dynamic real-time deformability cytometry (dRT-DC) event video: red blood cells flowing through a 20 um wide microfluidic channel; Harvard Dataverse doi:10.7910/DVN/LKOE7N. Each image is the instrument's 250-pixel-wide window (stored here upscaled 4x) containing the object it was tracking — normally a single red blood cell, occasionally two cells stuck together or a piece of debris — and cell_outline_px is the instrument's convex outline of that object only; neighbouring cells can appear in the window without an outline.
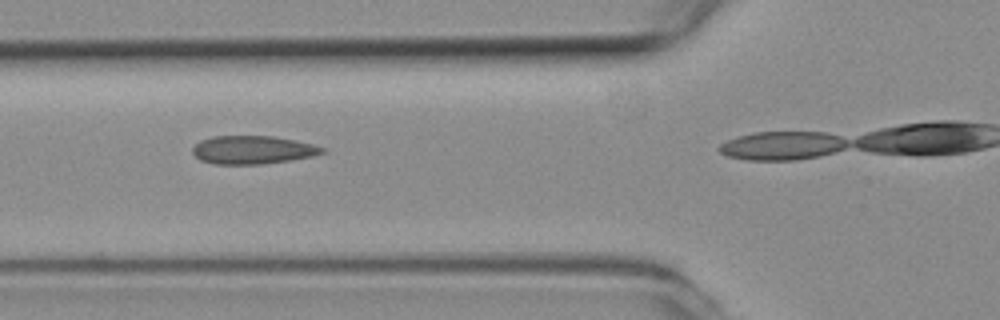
{"species": "common noctule bat (a hibernating species)", "species_latin": "Nyctalus noctula", "temperature_condition": "room temperature", "stored_images_in_passage": 6, "camera_frame_rate_fps": 3000, "um_per_image_px": 0.085, "animal": {"sex": "female", "body_mass_g": 19.3, "forearm_length_mm": 54.1}, "frame": {"image": 1, "passage_image": 3, "time_ms": 0.667, "image_size_px": [1000, 320], "cell_outline_px": [[324, 152], [312, 156], [288, 160], [260, 164], [212, 164], [200, 160], [192, 152], [192, 148], [200, 140], [212, 136], [272, 136], [312, 144], [324, 148]], "centroid_in_image_um": [21.41, 12.74], "position_along_channel_um": 104.4, "area_um2": 21.1}}
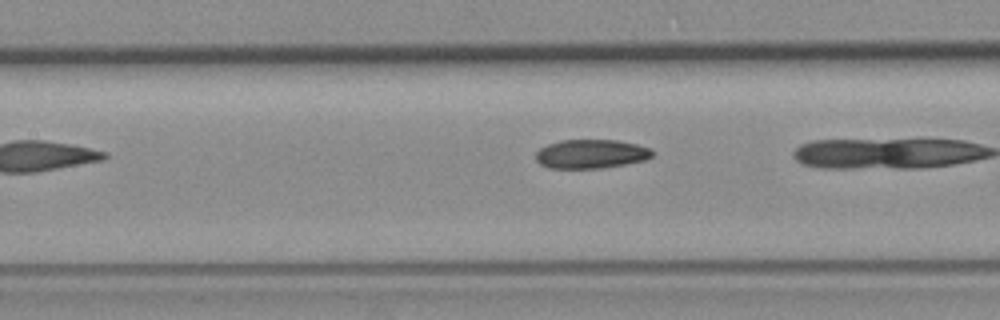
{"frame": {"image": 2, "passage_image": 5, "time_ms": 1.333, "image_size_px": [1000, 320], "cell_outline_px": [[652, 156], [644, 160], [604, 168], [548, 168], [540, 164], [536, 160], [536, 152], [540, 148], [548, 144], [560, 140], [616, 140], [636, 144], [652, 148]], "centroid_in_image_um": [50.22, 13.08], "position_along_channel_um": 157.2, "area_um2": 19.65}}